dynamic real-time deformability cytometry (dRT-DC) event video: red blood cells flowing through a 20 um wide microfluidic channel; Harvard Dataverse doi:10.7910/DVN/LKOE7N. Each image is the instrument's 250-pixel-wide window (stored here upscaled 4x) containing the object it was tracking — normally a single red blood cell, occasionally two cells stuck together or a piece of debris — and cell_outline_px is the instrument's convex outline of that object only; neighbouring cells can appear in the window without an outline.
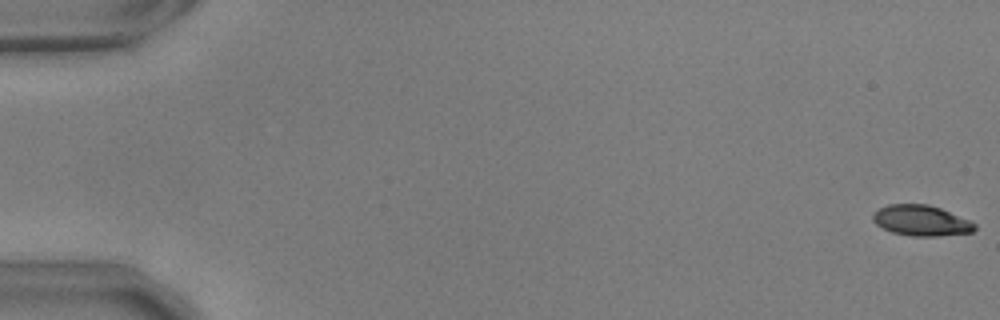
{"species": "common noctule bat (a hibernating species)", "species_latin": "Nyctalus noctula", "temperature_condition": "warm", "stored_images_in_passage": 55, "camera_frame_rate_fps": 3000, "um_per_image_px": 0.085, "animal": {"sex": "male", "body_mass_g": 17.9, "forearm_length_mm": 54.2}, "frame": {"image": 1, "passage_image": 1, "time_ms": 0.0, "image_size_px": [1000, 320], "cell_outline_px": [[976, 228], [972, 232], [936, 236], [912, 236], [892, 232], [876, 224], [872, 220], [872, 216], [880, 208], [888, 204], [928, 204], [940, 208], [968, 220], [976, 224]], "centroid_in_image_um": [78.29, 18.74], "position_along_channel_um": 6.7, "area_um2": 17.92}}
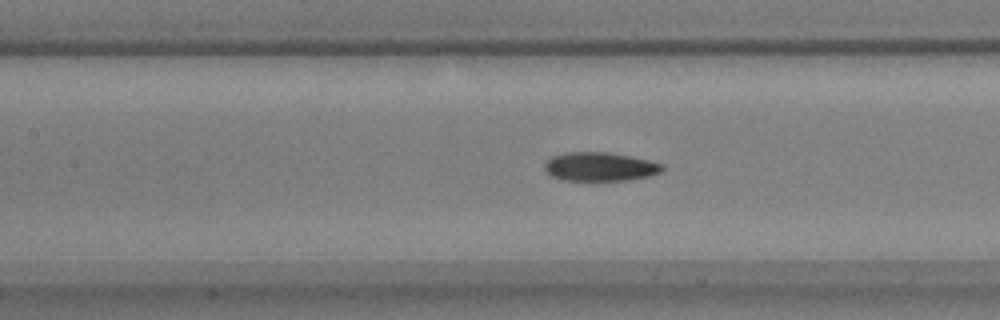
{"frame": {"image": 2, "passage_image": 26, "time_ms": 8.333, "image_size_px": [1000, 320], "cell_outline_px": [[664, 168], [660, 172], [648, 176], [628, 180], [560, 180], [548, 176], [544, 172], [544, 164], [552, 156], [568, 152], [608, 152], [648, 160], [664, 164]], "centroid_in_image_um": [50.94, 14.17], "position_along_channel_um": 156.5, "area_um2": 19.83}}
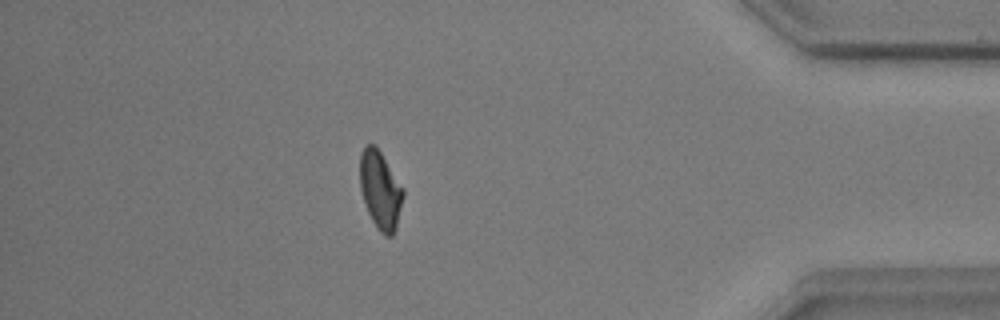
{"frame": {"image": 3, "passage_image": 49, "time_ms": 16.0, "image_size_px": [1000, 320], "cell_outline_px": [[404, 196], [396, 228], [392, 236], [384, 236], [376, 228], [368, 212], [360, 188], [360, 156], [364, 148], [368, 144], [376, 144], [404, 188]], "centroid_in_image_um": [32.34, 16.15], "position_along_channel_um": 402.9, "area_um2": 19.77}, "authors_computed_cell_mechanics": {"area_um2": 19.7098, "velocity_mm_per_s": 3.7087, "shape_relaxation_time_tau1_ms": 5.8896, "shape_relaxation_time_tau2_ms": 2.4132, "deformation_change_tau1": 0.1702, "deformation_change_tau2": 0.0806}}